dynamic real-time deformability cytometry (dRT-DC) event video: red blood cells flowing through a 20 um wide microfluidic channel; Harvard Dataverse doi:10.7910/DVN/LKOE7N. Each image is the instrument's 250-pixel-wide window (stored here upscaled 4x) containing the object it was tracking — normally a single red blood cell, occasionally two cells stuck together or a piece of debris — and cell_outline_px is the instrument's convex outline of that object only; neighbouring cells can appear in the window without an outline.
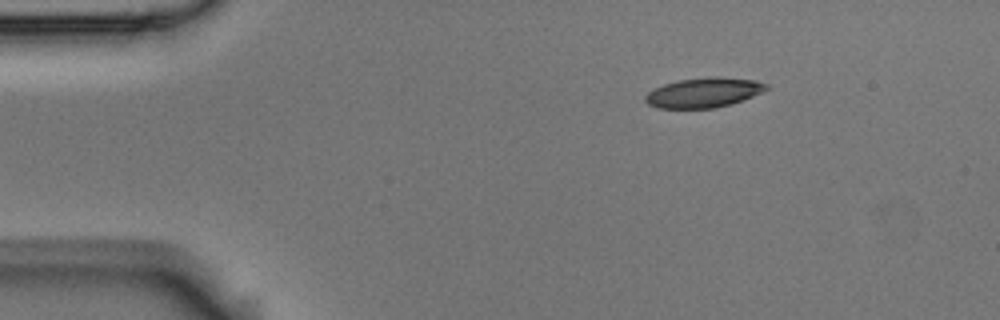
{"species": "Egyptian fruit bat (a non-hibernating species)", "species_latin": "Rousettus aegyptiacus", "temperature_condition": "room temperature", "stored_images_in_passage": 4, "segment_of_instrument_passage": [1, 2], "camera_frame_rate_fps": 3000, "um_per_image_px": 0.085, "animal": {"sex": "male"}, "frame": {"image": 1, "passage_image": 1, "time_ms": 0.0, "image_size_px": [1000, 320], "cell_outline_px": [[768, 88], [752, 96], [732, 104], [716, 108], [656, 108], [648, 104], [644, 100], [644, 96], [648, 92], [664, 84], [676, 80], [708, 76], [720, 76], [756, 80], [768, 84]], "centroid_in_image_um": [59.8, 7.86], "position_along_channel_um": 25.2, "area_um2": 21.21}}